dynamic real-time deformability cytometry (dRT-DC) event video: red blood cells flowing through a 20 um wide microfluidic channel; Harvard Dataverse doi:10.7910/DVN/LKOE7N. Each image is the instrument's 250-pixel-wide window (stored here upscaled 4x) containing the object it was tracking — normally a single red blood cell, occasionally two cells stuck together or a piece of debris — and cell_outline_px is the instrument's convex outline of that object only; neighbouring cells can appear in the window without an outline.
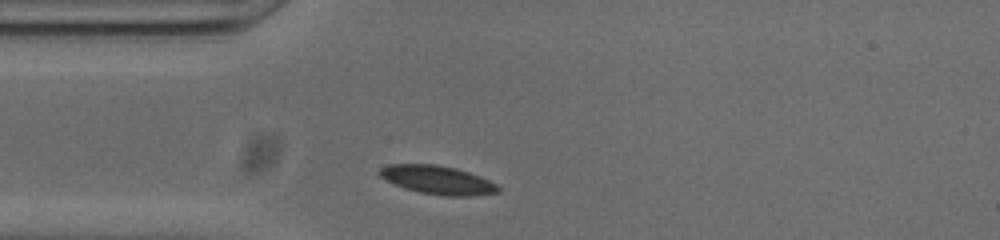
{"species": "common noctule bat (a hibernating species)", "species_latin": "Nyctalus noctula", "temperature_condition": "cold", "stored_images_in_passage": 41, "camera_frame_rate_fps": 3000, "um_per_image_px": 0.085, "animal": {"sex": "male", "body_mass_g": 20.0, "forearm_length_mm": 53.3}, "frame": {"image": 1, "passage_image": 1, "time_ms": 0.0, "image_size_px": [1000, 240], "cell_outline_px": [[500, 192], [472, 196], [448, 196], [420, 192], [404, 188], [380, 176], [376, 172], [380, 168], [388, 164], [436, 164], [456, 168], [480, 176], [496, 184], [500, 188]], "centroid_in_image_um": [37.2, 15.29], "position_along_channel_um": 47.8, "area_um2": 19.65}}
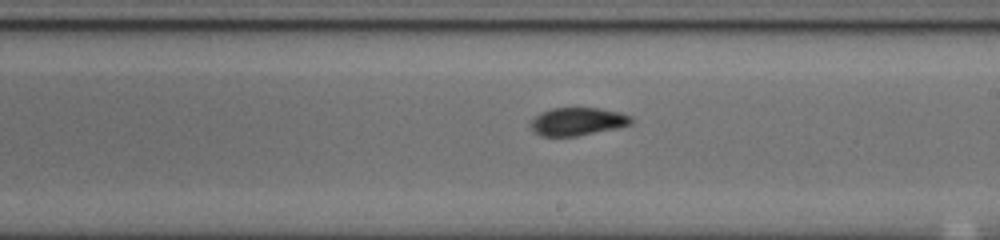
{"frame": {"image": 2, "passage_image": 17, "time_ms": 5.333, "image_size_px": [1000, 240], "cell_outline_px": [[632, 124], [616, 128], [576, 136], [540, 136], [528, 124], [540, 112], [552, 108], [600, 108], [620, 112], [632, 116]], "centroid_in_image_um": [49.09, 10.32], "position_along_channel_um": 239.9, "area_um2": 16.36}}
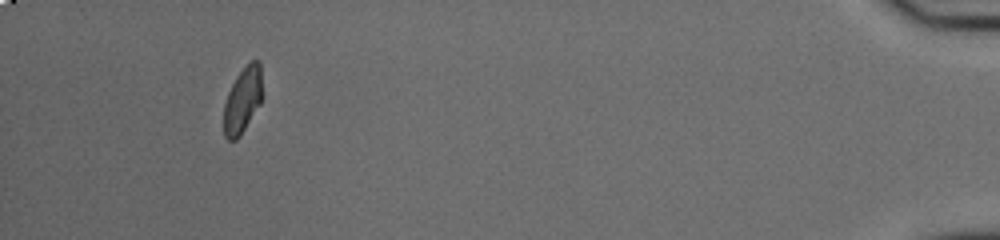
{"frame": {"image": 3, "passage_image": 37, "time_ms": 12.0, "image_size_px": [1000, 240], "cell_outline_px": [[264, 96], [260, 104], [240, 136], [236, 140], [228, 140], [224, 136], [224, 104], [228, 92], [236, 76], [252, 60], [260, 60]], "centroid_in_image_um": [20.66, 8.5], "position_along_channel_um": 414.5, "area_um2": 15.03}, "authors_computed_cell_mechanics": {"area_um2": 16.4152, "velocity_mm_per_s": 3.8106, "shape_relaxation_time_tau1_ms": null, "shape_relaxation_time_tau2_ms": 2.6249, "deformation_change_tau1": null, "deformation_change_tau2": 0.0673}}